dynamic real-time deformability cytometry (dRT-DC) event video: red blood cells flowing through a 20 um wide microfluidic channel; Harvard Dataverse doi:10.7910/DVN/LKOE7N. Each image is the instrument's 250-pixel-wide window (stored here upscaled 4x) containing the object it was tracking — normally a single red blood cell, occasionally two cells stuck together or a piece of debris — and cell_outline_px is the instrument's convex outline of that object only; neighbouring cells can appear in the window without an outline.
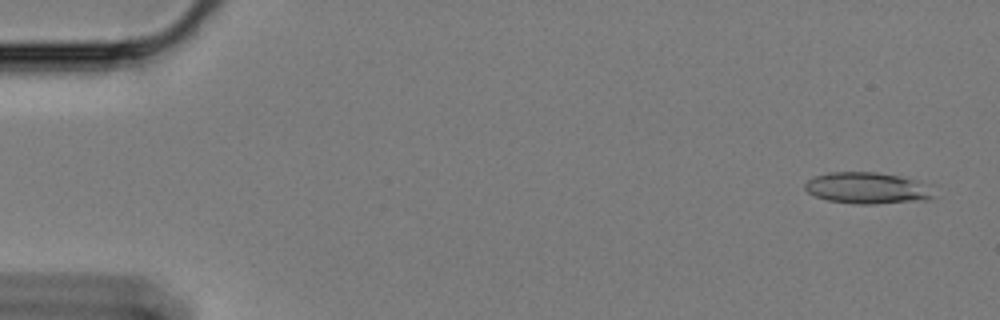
{"species": "Egyptian fruit bat (a non-hibernating species)", "species_latin": "Rousettus aegyptiacus", "temperature_condition": "cold", "stored_images_in_passage": 59, "camera_frame_rate_fps": 3000, "um_per_image_px": 0.085, "animal": {"sex": "female"}, "frame": {"image": 1, "passage_image": 3, "time_ms": 0.667, "image_size_px": [1000, 320], "cell_outline_px": [[936, 196], [928, 200], [872, 204], [856, 204], [828, 200], [816, 196], [808, 192], [804, 188], [804, 184], [812, 176], [828, 172], [876, 172], [900, 176], [936, 184]], "centroid_in_image_um": [73.85, 15.98], "position_along_channel_um": 11.1, "area_um2": 24.33}}
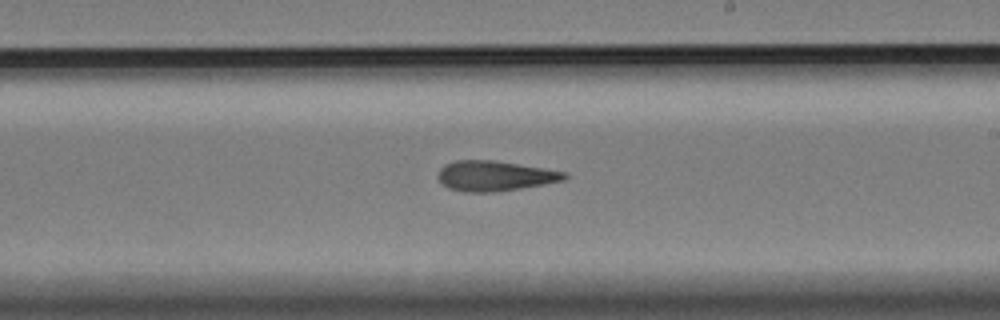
{"frame": {"image": 2, "passage_image": 35, "time_ms": 11.333, "image_size_px": [1000, 320], "cell_outline_px": [[568, 176], [564, 180], [544, 184], [496, 192], [464, 192], [448, 188], [436, 176], [440, 168], [444, 164], [456, 160], [492, 160], [568, 172]], "centroid_in_image_um": [42.04, 14.95], "position_along_channel_um": 247.0, "area_um2": 22.2}}
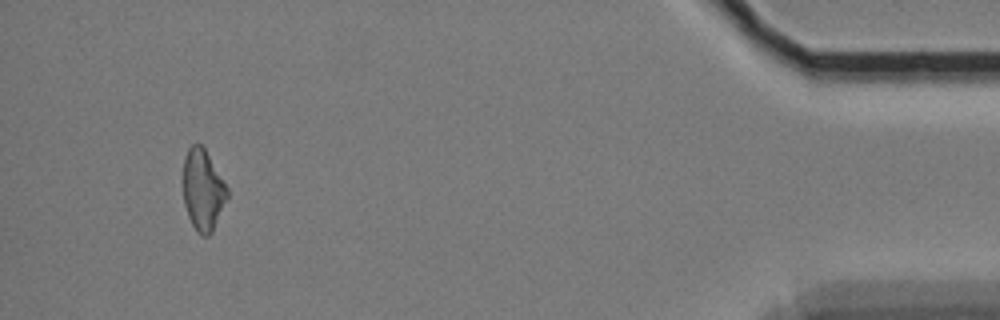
{"frame": {"image": 3, "passage_image": 56, "time_ms": 18.333, "image_size_px": [1000, 320], "cell_outline_px": [[228, 196], [212, 232], [208, 236], [200, 236], [196, 232], [188, 216], [184, 204], [184, 156], [188, 148], [192, 144], [200, 144], [204, 148], [228, 188]], "centroid_in_image_um": [17.24, 16.17], "position_along_channel_um": 418.0, "area_um2": 20.63}, "authors_computed_cell_mechanics": {"area_um2": 21.7906, "velocity_mm_per_s": 3.3842, "shape_relaxation_time_tau1_ms": null, "shape_relaxation_time_tau2_ms": 5.6309, "deformation_change_tau1": null, "deformation_change_tau2": 0.1651}}